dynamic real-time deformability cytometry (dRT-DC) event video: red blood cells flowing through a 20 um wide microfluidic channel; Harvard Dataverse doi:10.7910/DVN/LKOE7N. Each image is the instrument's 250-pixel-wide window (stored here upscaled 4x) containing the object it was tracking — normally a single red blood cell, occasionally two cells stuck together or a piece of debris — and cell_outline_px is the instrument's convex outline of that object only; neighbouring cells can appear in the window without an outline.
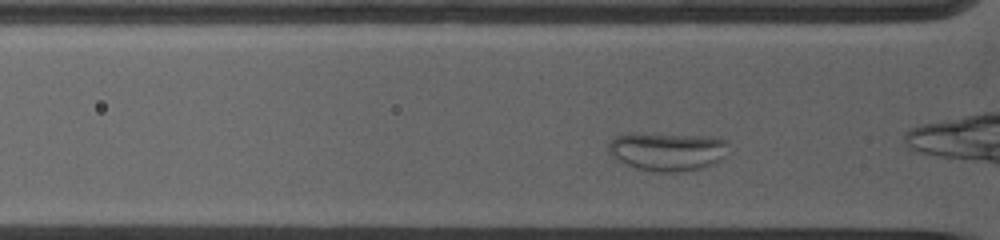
{"species": "common noctule bat (a hibernating species)", "species_latin": "Nyctalus noctula", "temperature_condition": "warm", "stored_images_in_passage": 6, "camera_frame_rate_fps": 5000, "um_per_image_px": 0.085, "animal": {"sex": "female", "body_mass_g": 19.0, "forearm_length_mm": 53.3}, "frame": {"image": 1, "passage_image": 4, "time_ms": 0.8, "image_size_px": [1000, 240], "cell_outline_px": [[724, 156], [720, 160], [704, 168], [676, 172], [656, 172], [636, 168], [612, 156], [608, 152], [608, 144], [616, 136], [708, 136], [724, 140]], "centroid_in_image_um": [56.73, 12.93], "position_along_channel_um": 69.1, "area_um2": 25.43}}